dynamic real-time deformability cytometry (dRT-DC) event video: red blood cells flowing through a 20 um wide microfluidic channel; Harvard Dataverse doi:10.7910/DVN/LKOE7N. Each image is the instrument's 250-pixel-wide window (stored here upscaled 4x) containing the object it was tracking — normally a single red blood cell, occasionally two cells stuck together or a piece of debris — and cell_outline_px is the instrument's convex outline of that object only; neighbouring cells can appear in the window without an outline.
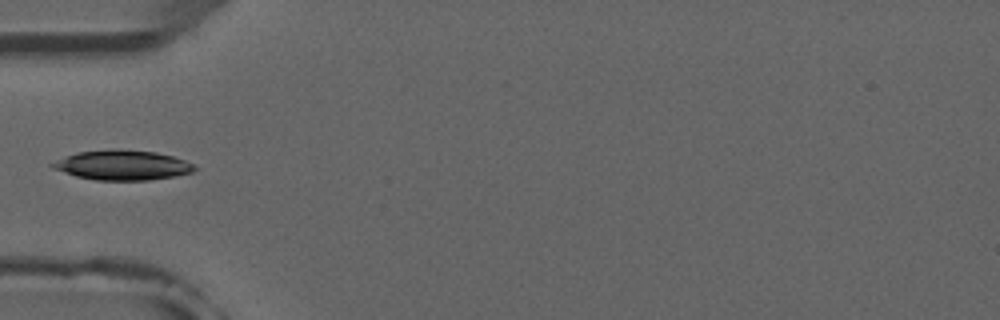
{"species": "common noctule bat (a hibernating species)", "species_latin": "Nyctalus noctula", "temperature_condition": "room temperature", "stored_images_in_passage": 4, "camera_frame_rate_fps": 3000, "um_per_image_px": 0.085, "animal": {"sex": "male", "forearm_length_mm": 52.5}, "frame": {"image": 1, "passage_image": 4, "time_ms": 4.333, "image_size_px": [1000, 320], "cell_outline_px": [[196, 168], [192, 172], [176, 176], [148, 180], [96, 180], [76, 176], [52, 168], [48, 164], [64, 156], [80, 152], [156, 152], [172, 156], [184, 160], [192, 164]], "centroid_in_image_um": [10.4, 14.09], "position_along_channel_um": 74.6, "area_um2": 23.58}}